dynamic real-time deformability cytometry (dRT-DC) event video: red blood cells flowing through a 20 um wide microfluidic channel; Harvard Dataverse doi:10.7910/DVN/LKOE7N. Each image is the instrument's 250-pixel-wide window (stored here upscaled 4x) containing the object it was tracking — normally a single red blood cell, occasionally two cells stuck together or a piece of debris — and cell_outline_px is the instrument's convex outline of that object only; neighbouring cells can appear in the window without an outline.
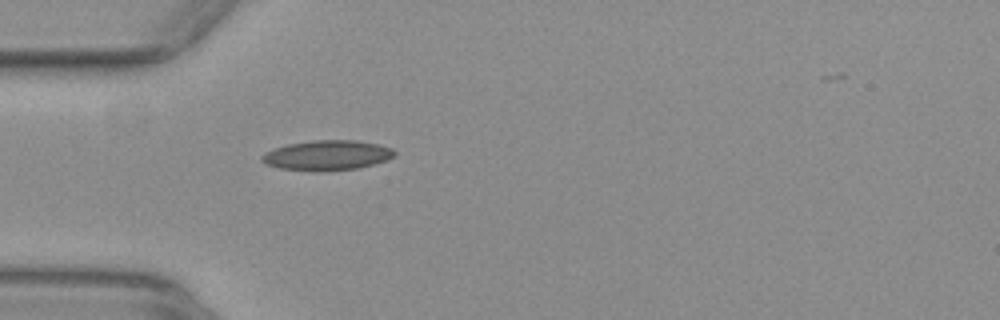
{"species": "common noctule bat (a hibernating species)", "species_latin": "Nyctalus noctula", "temperature_condition": "warm", "stored_images_in_passage": 26, "camera_frame_rate_fps": 3000, "um_per_image_px": 0.085, "animal": {"sex": "female", "body_mass_g": 29.2, "forearm_length_mm": 56.3}, "frame": {"image": 1, "passage_image": 1, "time_ms": 0.0, "image_size_px": [1000, 320], "cell_outline_px": [[396, 152], [388, 160], [356, 168], [280, 168], [268, 164], [260, 160], [260, 156], [276, 148], [288, 144], [312, 140], [356, 140], [380, 144], [392, 148]], "centroid_in_image_um": [27.87, 13.14], "position_along_channel_um": 57.1, "area_um2": 21.96}}
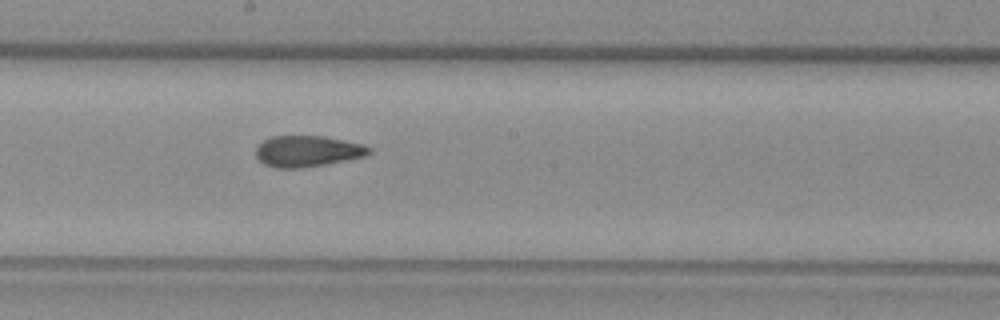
{"frame": {"image": 2, "passage_image": 14, "time_ms": 4.333, "image_size_px": [1000, 320], "cell_outline_px": [[372, 152], [364, 156], [324, 164], [300, 168], [276, 168], [264, 164], [256, 156], [256, 148], [264, 140], [272, 136], [324, 136], [364, 144], [372, 148]], "centroid_in_image_um": [26.14, 12.84], "position_along_channel_um": 222.1, "area_um2": 20.4}}
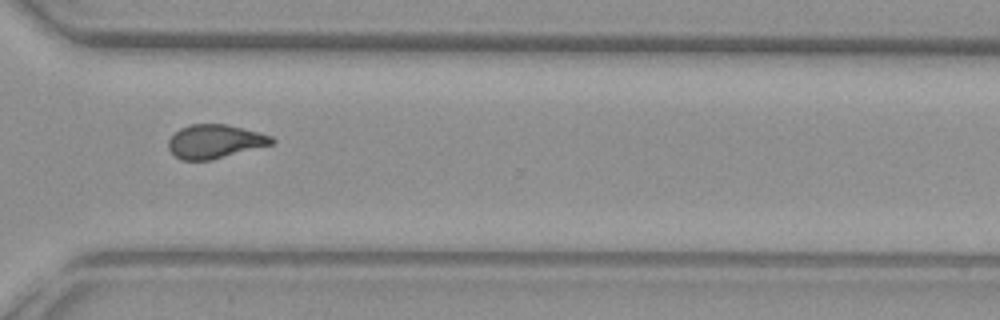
{"frame": {"image": 3, "passage_image": 24, "time_ms": 7.667, "image_size_px": [1000, 320], "cell_outline_px": [[276, 140], [272, 144], [212, 160], [180, 160], [168, 148], [168, 140], [180, 128], [188, 124], [224, 124], [260, 132], [272, 136]], "centroid_in_image_um": [18.26, 12.02], "position_along_channel_um": 352.3, "area_um2": 20.29}, "authors_computed_cell_mechanics": {"area_um2": 21.097, "velocity_mm_per_s": 3.9061, "shape_relaxation_time_tau1_ms": null, "shape_relaxation_time_tau2_ms": 2.0573, "deformation_change_tau1": null, "deformation_change_tau2": 0.0951}}